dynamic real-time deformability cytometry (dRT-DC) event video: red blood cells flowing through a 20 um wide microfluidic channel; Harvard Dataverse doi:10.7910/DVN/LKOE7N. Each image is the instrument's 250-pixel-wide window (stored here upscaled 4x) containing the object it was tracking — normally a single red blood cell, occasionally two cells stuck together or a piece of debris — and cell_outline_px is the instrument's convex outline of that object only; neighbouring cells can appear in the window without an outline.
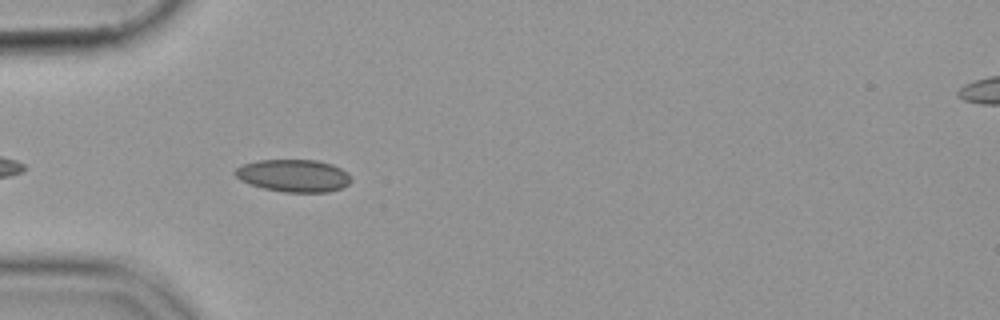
{"species": "common noctule bat (a hibernating species)", "species_latin": "Nyctalus noctula", "temperature_condition": "cold", "stored_images_in_passage": 43, "camera_frame_rate_fps": 3000, "um_per_image_px": 0.085, "animal": {"sex": "female", "body_mass_g": 19.9}, "frame": {"image": 1, "passage_image": 5, "time_ms": 1.333, "image_size_px": [1000, 320], "cell_outline_px": [[352, 180], [348, 184], [340, 188], [328, 192], [284, 192], [264, 188], [248, 184], [240, 180], [232, 172], [236, 168], [244, 164], [256, 160], [316, 160], [332, 164], [348, 172]], "centroid_in_image_um": [24.94, 14.93], "position_along_channel_um": 60.1, "area_um2": 22.02}}
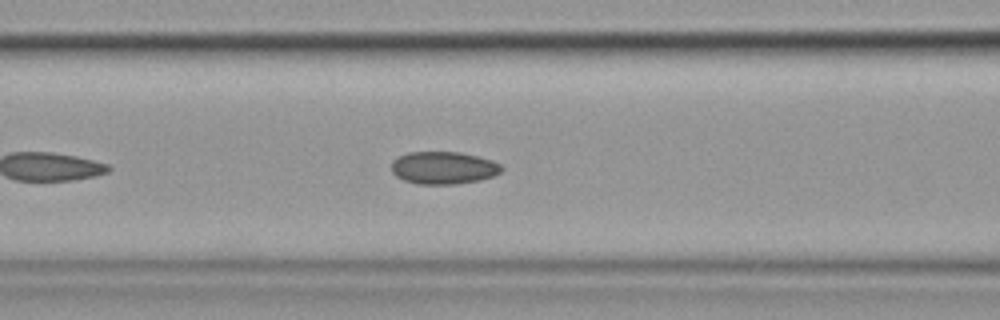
{"frame": {"image": 2, "passage_image": 11, "time_ms": 3.333, "image_size_px": [1000, 320], "cell_outline_px": [[504, 168], [500, 172], [492, 176], [480, 180], [456, 184], [416, 184], [404, 180], [396, 176], [392, 172], [392, 160], [408, 152], [460, 152], [480, 156], [492, 160], [500, 164]], "centroid_in_image_um": [37.7, 14.26], "position_along_channel_um": 128.9, "area_um2": 20.98}}
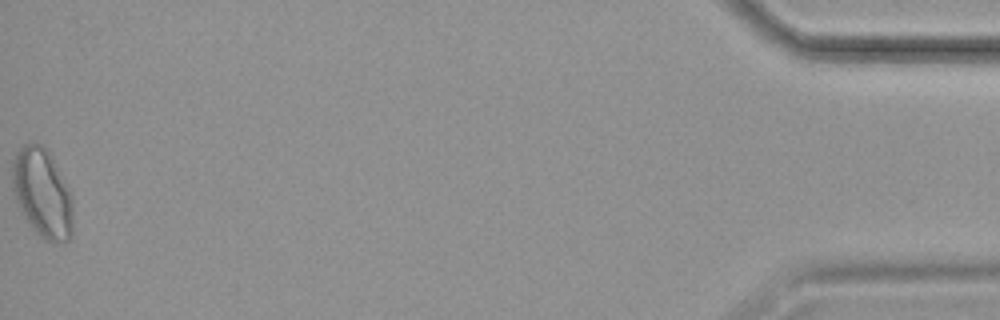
{"frame": {"image": 3, "passage_image": 43, "time_ms": 14.0, "image_size_px": [1000, 320], "cell_outline_px": [[72, 236], [64, 244], [52, 244], [44, 240], [32, 228], [16, 200], [12, 188], [12, 160], [16, 152], [24, 144], [32, 140], [40, 144], [48, 152], [72, 192]], "centroid_in_image_um": [3.61, 16.44], "position_along_channel_um": 431.6, "area_um2": 31.79}}